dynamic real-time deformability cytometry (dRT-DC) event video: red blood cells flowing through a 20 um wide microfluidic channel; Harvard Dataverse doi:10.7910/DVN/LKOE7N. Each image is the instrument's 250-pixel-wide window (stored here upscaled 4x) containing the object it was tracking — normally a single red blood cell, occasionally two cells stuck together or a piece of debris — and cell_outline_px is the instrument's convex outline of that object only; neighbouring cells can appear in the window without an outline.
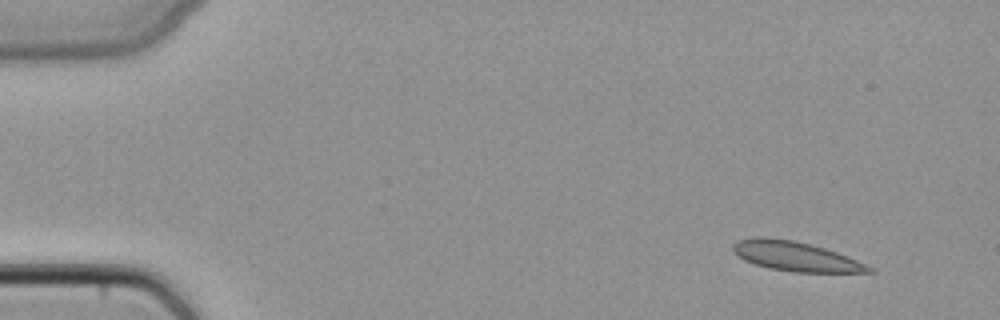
{"species": "common noctule bat (a hibernating species)", "species_latin": "Nyctalus noctula", "temperature_condition": "cold", "stored_images_in_passage": 45, "camera_frame_rate_fps": 3000, "um_per_image_px": 0.085, "animal": {"sex": "female", "body_mass_g": 22.7, "forearm_length_mm": 54.2}, "frame": {"image": 1, "passage_image": 1, "time_ms": 0.0, "image_size_px": [1000, 320], "cell_outline_px": [[876, 272], [792, 272], [768, 268], [744, 260], [732, 252], [732, 244], [736, 240], [756, 236], [768, 236], [792, 240], [824, 248], [848, 256], [876, 268]], "centroid_in_image_um": [67.6, 21.78], "position_along_channel_um": 17.4, "area_um2": 23.64}}
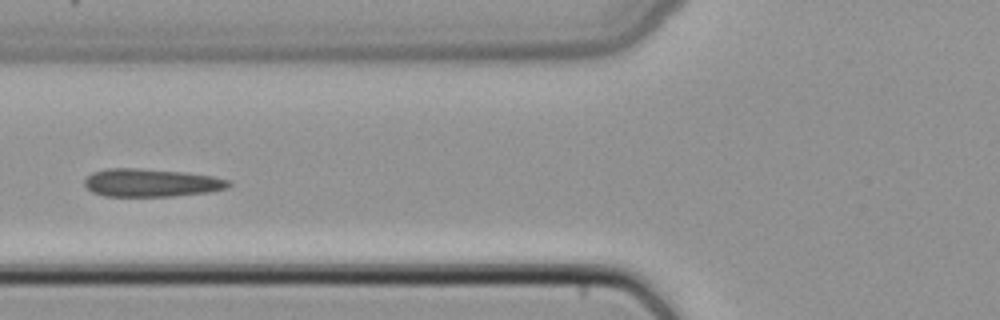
{"frame": {"image": 2, "passage_image": 16, "time_ms": 5.0, "image_size_px": [1000, 320], "cell_outline_px": [[232, 184], [228, 188], [208, 192], [172, 196], [104, 196], [92, 192], [84, 184], [84, 180], [92, 172], [108, 168], [140, 168], [184, 172], [212, 176], [228, 180]], "centroid_in_image_um": [12.84, 15.53], "position_along_channel_um": 113.0, "area_um2": 23.52}}
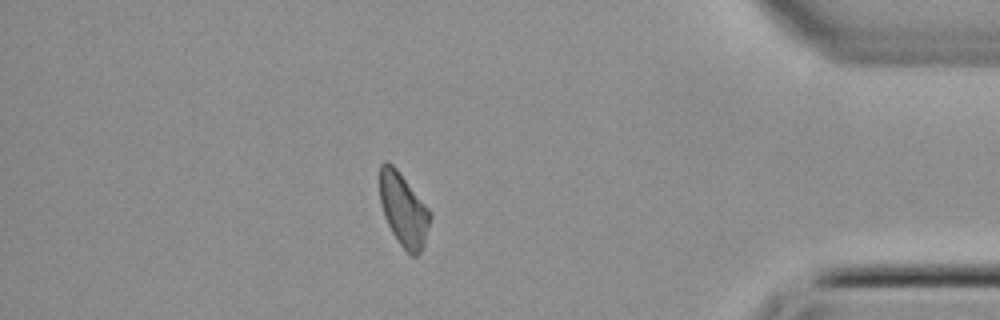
{"frame": {"image": 3, "passage_image": 39, "time_ms": 12.667, "image_size_px": [1000, 320], "cell_outline_px": [[432, 216], [424, 244], [420, 252], [416, 256], [412, 256], [400, 244], [392, 232], [384, 216], [380, 204], [380, 164], [384, 160], [388, 160], [396, 168], [432, 212]], "centroid_in_image_um": [34.3, 17.8], "position_along_channel_um": 400.9, "area_um2": 21.44}}